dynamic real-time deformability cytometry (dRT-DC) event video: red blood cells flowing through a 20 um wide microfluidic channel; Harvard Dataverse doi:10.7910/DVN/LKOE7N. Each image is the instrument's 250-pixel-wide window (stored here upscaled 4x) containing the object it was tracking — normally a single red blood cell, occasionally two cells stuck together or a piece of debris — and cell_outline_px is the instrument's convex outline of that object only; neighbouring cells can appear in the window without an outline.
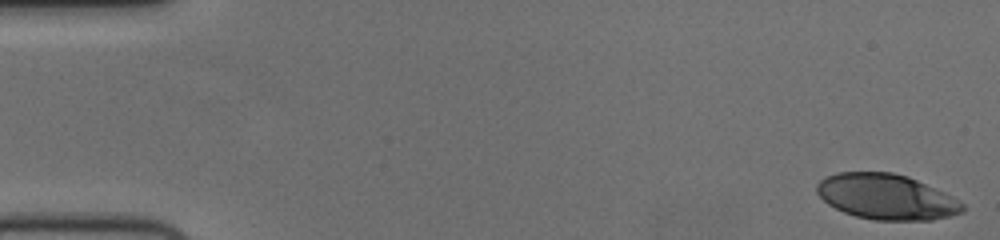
{"species": "human", "species_latin": "Homo sapiens", "temperature_condition": "cold", "stored_images_in_passage": 55, "camera_frame_rate_fps": 3000, "um_per_image_px": 0.085, "donor": {"sex": "female"}, "frame": {"image": 1, "passage_image": 1, "time_ms": 0.0, "image_size_px": [1000, 240], "cell_outline_px": [[964, 212], [932, 220], [872, 220], [856, 216], [844, 212], [828, 204], [816, 192], [816, 184], [820, 180], [828, 176], [840, 172], [892, 172], [908, 176], [944, 192], [952, 196], [964, 204]], "centroid_in_image_um": [75.35, 16.73], "position_along_channel_um": 9.7, "area_um2": 38.49}}
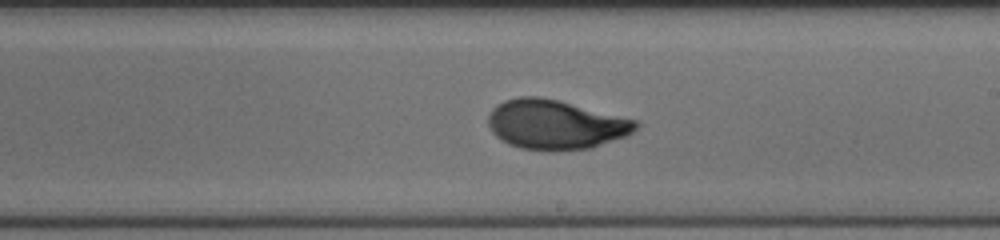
{"frame": {"image": 2, "passage_image": 32, "time_ms": 10.333, "image_size_px": [1000, 240], "cell_outline_px": [[640, 124], [632, 132], [624, 136], [592, 148], [552, 152], [520, 148], [508, 144], [496, 136], [492, 132], [488, 124], [488, 116], [492, 108], [496, 104], [504, 100], [520, 96], [540, 96], [560, 100], [636, 120]], "centroid_in_image_um": [47.18, 10.59], "position_along_channel_um": 241.8, "area_um2": 42.89}}
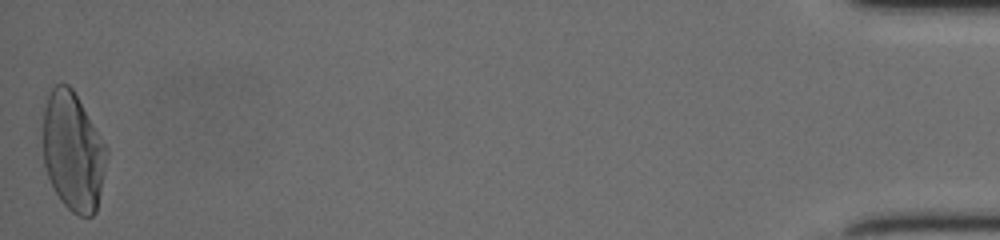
{"frame": {"image": 3, "passage_image": 55, "time_ms": 18.0, "image_size_px": [1000, 240], "cell_outline_px": [[108, 152], [96, 212], [92, 216], [80, 216], [72, 212], [60, 200], [48, 176], [44, 164], [44, 108], [48, 96], [52, 88], [56, 84], [68, 84], [72, 88], [108, 148]], "centroid_in_image_um": [6.22, 12.89], "position_along_channel_um": 429.0, "area_um2": 43.58}, "authors_computed_cell_mechanics": {"area_um2": 41.616, "velocity_mm_per_s": 3.7033, "shape_relaxation_time_tau1_ms": 5.3719, "shape_relaxation_time_tau2_ms": 0.8186, "deformation_change_tau1": 0.2092, "deformation_change_tau2": 0.0533}}